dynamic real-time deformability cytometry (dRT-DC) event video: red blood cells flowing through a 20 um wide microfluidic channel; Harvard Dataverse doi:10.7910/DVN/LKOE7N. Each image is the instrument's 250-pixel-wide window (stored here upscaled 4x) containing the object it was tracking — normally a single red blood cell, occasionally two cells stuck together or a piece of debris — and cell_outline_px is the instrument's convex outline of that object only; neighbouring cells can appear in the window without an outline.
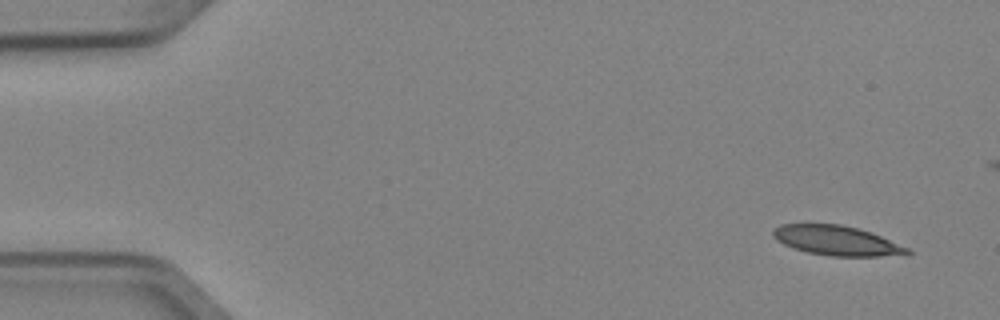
{"species": "Egyptian fruit bat (a non-hibernating species)", "species_latin": "Rousettus aegyptiacus", "temperature_condition": "cold", "stored_images_in_passage": 4, "camera_frame_rate_fps": 3000, "um_per_image_px": 0.085, "animal": {"sex": "female"}, "frame": {"image": 1, "passage_image": 1, "time_ms": 0.0, "image_size_px": [1000, 320], "cell_outline_px": [[912, 252], [908, 256], [828, 256], [808, 252], [792, 248], [776, 240], [772, 236], [772, 228], [780, 224], [840, 224], [856, 228], [880, 236], [908, 248]], "centroid_in_image_um": [71.1, 20.46], "position_along_channel_um": 13.9, "area_um2": 23.29}}